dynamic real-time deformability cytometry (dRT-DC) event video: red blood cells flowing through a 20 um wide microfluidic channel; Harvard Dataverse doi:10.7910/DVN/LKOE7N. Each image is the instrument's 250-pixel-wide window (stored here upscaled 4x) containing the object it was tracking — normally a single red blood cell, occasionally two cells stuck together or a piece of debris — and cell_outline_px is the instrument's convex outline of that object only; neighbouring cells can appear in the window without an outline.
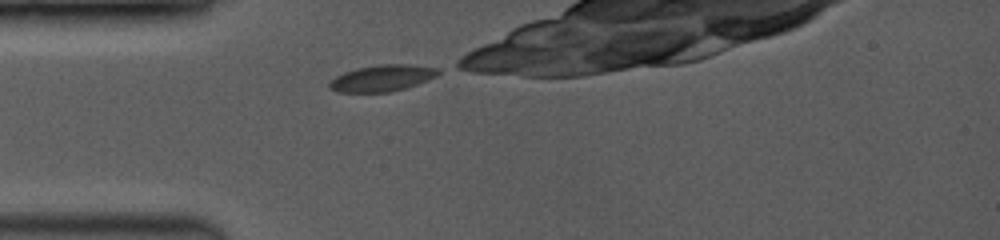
{"species": "common noctule bat (a hibernating species)", "species_latin": "Nyctalus noctula", "temperature_condition": "room temperature", "stored_images_in_passage": 12, "camera_frame_rate_fps": 3500, "um_per_image_px": 0.085, "animal": {"sex": "female", "body_mass_g": 19.0, "forearm_length_mm": 53.3}, "frame": {"image": 1, "passage_image": 1, "time_ms": 0.0, "image_size_px": [1000, 240], "cell_outline_px": [[440, 72], [436, 76], [428, 80], [392, 92], [336, 92], [328, 88], [328, 84], [336, 76], [344, 72], [356, 68], [380, 64], [408, 64], [440, 68]], "centroid_in_image_um": [32.47, 6.64], "position_along_channel_um": 52.5, "area_um2": 16.82}}
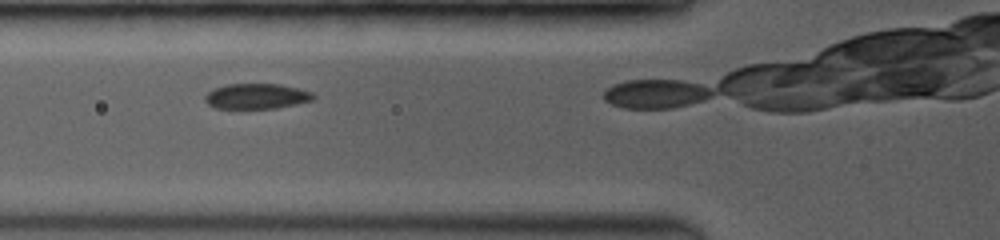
{"frame": {"image": 2, "passage_image": 6, "time_ms": 1.429, "image_size_px": [1000, 240], "cell_outline_px": [[316, 96], [312, 100], [296, 104], [276, 108], [216, 108], [208, 104], [204, 100], [204, 96], [208, 92], [224, 84], [280, 84], [312, 92]], "centroid_in_image_um": [21.8, 8.18], "position_along_channel_um": 104.0, "area_um2": 15.9}}